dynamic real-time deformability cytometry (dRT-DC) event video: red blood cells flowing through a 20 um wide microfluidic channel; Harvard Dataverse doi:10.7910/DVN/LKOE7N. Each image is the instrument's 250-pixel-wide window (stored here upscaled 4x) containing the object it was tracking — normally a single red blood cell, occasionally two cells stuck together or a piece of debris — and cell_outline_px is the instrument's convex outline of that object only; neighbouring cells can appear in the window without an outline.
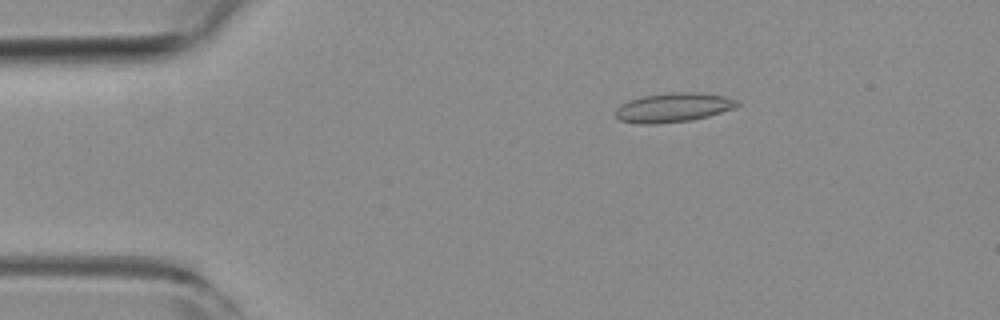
{"species": "common noctule bat (a hibernating species)", "species_latin": "Nyctalus noctula", "temperature_condition": "room temperature", "stored_images_in_passage": 48, "camera_frame_rate_fps": 3000, "um_per_image_px": 0.085, "animal": {"sex": "female", "body_mass_g": 19.3, "forearm_length_mm": 54.1}, "frame": {"image": 1, "passage_image": 4, "time_ms": 1.0, "image_size_px": [1000, 320], "cell_outline_px": [[740, 104], [736, 108], [708, 116], [692, 120], [652, 124], [640, 124], [620, 120], [616, 116], [616, 108], [620, 104], [628, 100], [644, 96], [672, 92], [700, 92], [724, 96], [740, 100]], "centroid_in_image_um": [57.27, 9.13], "position_along_channel_um": 27.7, "area_um2": 20.87}}
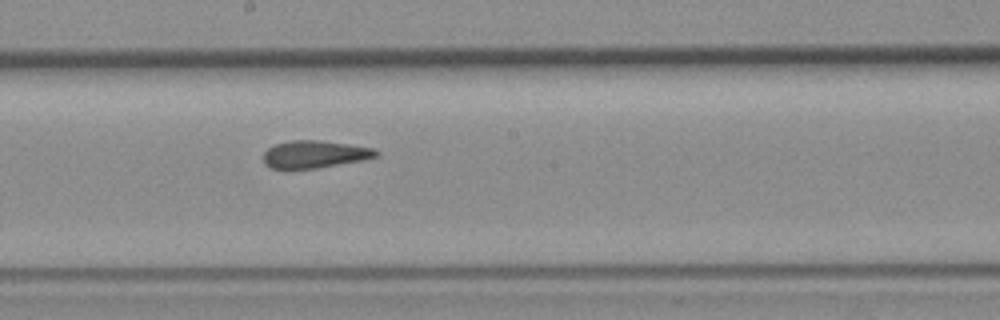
{"frame": {"image": 2, "passage_image": 24, "time_ms": 7.667, "image_size_px": [1000, 320], "cell_outline_px": [[380, 156], [364, 160], [316, 168], [284, 172], [272, 168], [264, 164], [264, 152], [268, 148], [276, 144], [292, 140], [320, 140], [348, 144], [372, 148], [380, 152]], "centroid_in_image_um": [26.71, 13.15], "position_along_channel_um": 221.5, "area_um2": 18.55}}
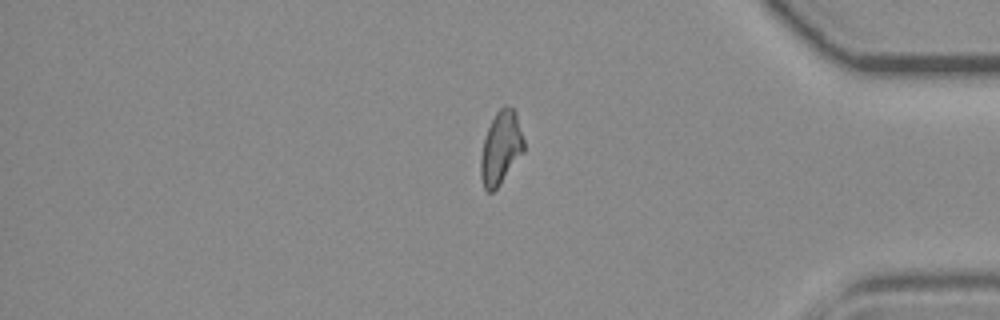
{"frame": {"image": 3, "passage_image": 40, "time_ms": 13.0, "image_size_px": [1000, 320], "cell_outline_px": [[524, 152], [500, 184], [492, 192], [488, 192], [484, 188], [480, 176], [480, 160], [484, 136], [496, 112], [504, 104], [512, 108], [516, 112], [524, 140]], "centroid_in_image_um": [42.57, 12.57], "position_along_channel_um": 392.6, "area_um2": 18.44}}